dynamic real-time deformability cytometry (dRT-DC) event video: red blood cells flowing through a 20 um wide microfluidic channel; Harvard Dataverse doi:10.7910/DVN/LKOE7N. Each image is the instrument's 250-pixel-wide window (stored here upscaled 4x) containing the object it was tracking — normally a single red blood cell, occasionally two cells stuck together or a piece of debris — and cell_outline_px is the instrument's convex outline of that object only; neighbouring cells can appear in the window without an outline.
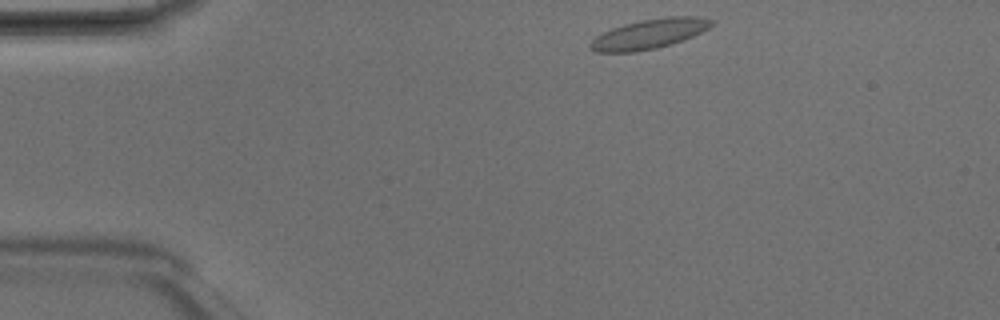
{"species": "Egyptian fruit bat (a non-hibernating species)", "species_latin": "Rousettus aegyptiacus", "temperature_condition": "room temperature", "stored_images_in_passage": 4, "camera_frame_rate_fps": 3000, "um_per_image_px": 0.085, "animal": {"sex": "male"}, "frame": {"image": 1, "passage_image": 1, "time_ms": 0.0, "image_size_px": [1000, 320], "cell_outline_px": [[716, 24], [684, 40], [672, 44], [656, 48], [636, 52], [596, 52], [588, 48], [588, 44], [596, 36], [612, 28], [624, 24], [640, 20], [668, 16], [700, 16], [716, 20]], "centroid_in_image_um": [55.22, 2.87], "position_along_channel_um": 29.8, "area_um2": 21.27}}
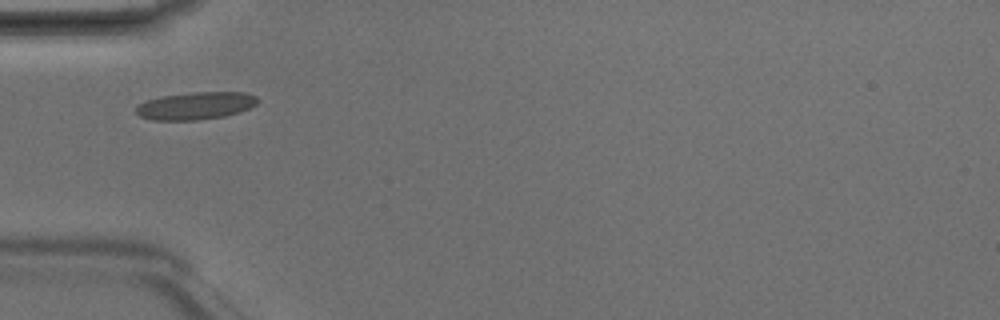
{"frame": {"image": 2, "passage_image": 3, "time_ms": 0.667, "image_size_px": [1000, 320], "cell_outline_px": [[260, 100], [256, 104], [240, 112], [224, 116], [196, 120], [152, 120], [140, 116], [136, 112], [136, 104], [144, 100], [160, 96], [192, 92], [244, 92], [256, 96]], "centroid_in_image_um": [16.6, 8.98], "position_along_channel_um": 68.4, "area_um2": 19.65}}